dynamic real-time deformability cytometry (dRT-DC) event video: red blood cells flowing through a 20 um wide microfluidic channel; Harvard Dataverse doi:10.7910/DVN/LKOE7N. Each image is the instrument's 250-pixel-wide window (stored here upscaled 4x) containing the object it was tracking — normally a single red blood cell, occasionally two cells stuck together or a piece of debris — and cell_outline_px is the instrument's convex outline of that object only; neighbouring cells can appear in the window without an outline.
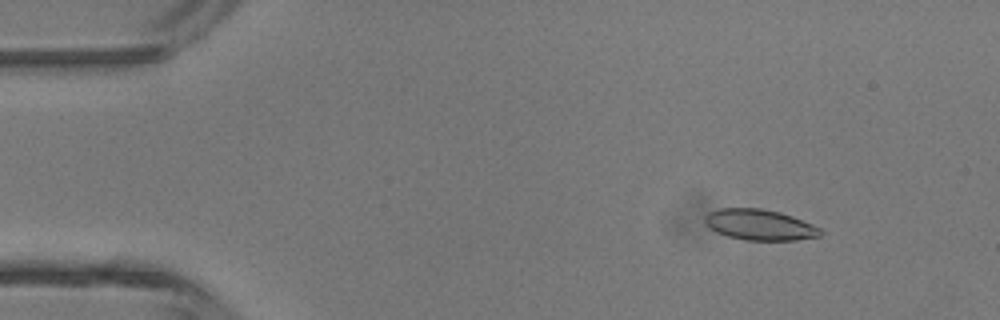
{"species": "common noctule bat (a hibernating species)", "species_latin": "Nyctalus noctula", "temperature_condition": "room temperature", "stored_images_in_passage": 46, "camera_frame_rate_fps": 3000, "um_per_image_px": 0.085, "animal": {"sex": "male", "body_mass_g": 13.3}, "frame": {"image": 1, "passage_image": 6, "time_ms": 1.667, "image_size_px": [1000, 320], "cell_outline_px": [[824, 232], [820, 236], [796, 240], [744, 240], [728, 236], [716, 232], [708, 228], [704, 220], [704, 216], [708, 212], [720, 208], [760, 208], [780, 212], [792, 216], [812, 224], [820, 228]], "centroid_in_image_um": [64.55, 19.1], "position_along_channel_um": 20.4, "area_um2": 20.87}}
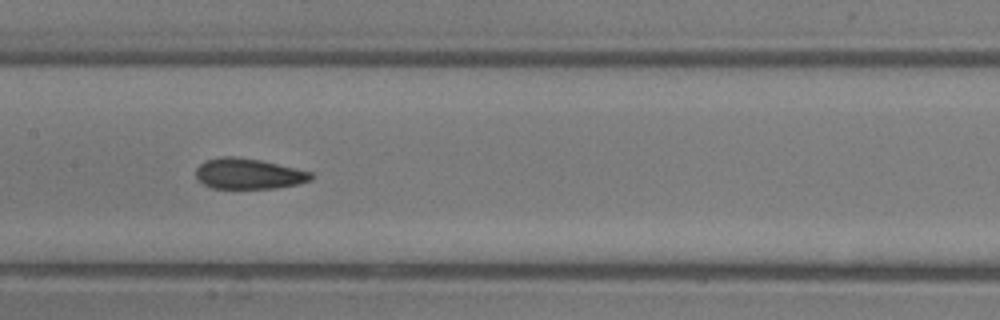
{"frame": {"image": 2, "passage_image": 23, "time_ms": 7.333, "image_size_px": [1000, 320], "cell_outline_px": [[312, 180], [296, 184], [276, 188], [212, 188], [196, 180], [196, 168], [204, 160], [224, 156], [236, 156], [260, 160], [312, 172]], "centroid_in_image_um": [21.08, 14.76], "position_along_channel_um": 186.3, "area_um2": 20.52}}
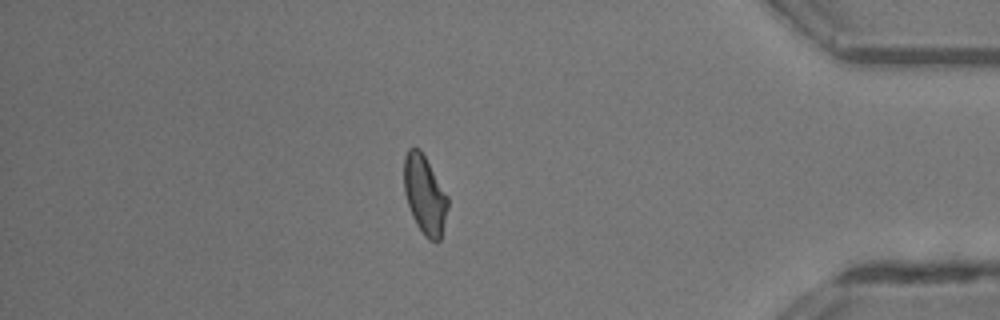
{"frame": {"image": 3, "passage_image": 40, "time_ms": 13.0, "image_size_px": [1000, 320], "cell_outline_px": [[448, 208], [440, 240], [428, 240], [424, 236], [416, 224], [412, 216], [404, 192], [404, 156], [408, 148], [420, 148], [448, 196]], "centroid_in_image_um": [36.09, 16.55], "position_along_channel_um": 399.1, "area_um2": 20.06}, "authors_computed_cell_mechanics": {"area_um2": 20.6346, "velocity_mm_per_s": 4.4468, "shape_relaxation_time_tau1_ms": 5.1777, "shape_relaxation_time_tau2_ms": 1.4781, "deformation_change_tau1": 0.1506, "deformation_change_tau2": 0.0713}}